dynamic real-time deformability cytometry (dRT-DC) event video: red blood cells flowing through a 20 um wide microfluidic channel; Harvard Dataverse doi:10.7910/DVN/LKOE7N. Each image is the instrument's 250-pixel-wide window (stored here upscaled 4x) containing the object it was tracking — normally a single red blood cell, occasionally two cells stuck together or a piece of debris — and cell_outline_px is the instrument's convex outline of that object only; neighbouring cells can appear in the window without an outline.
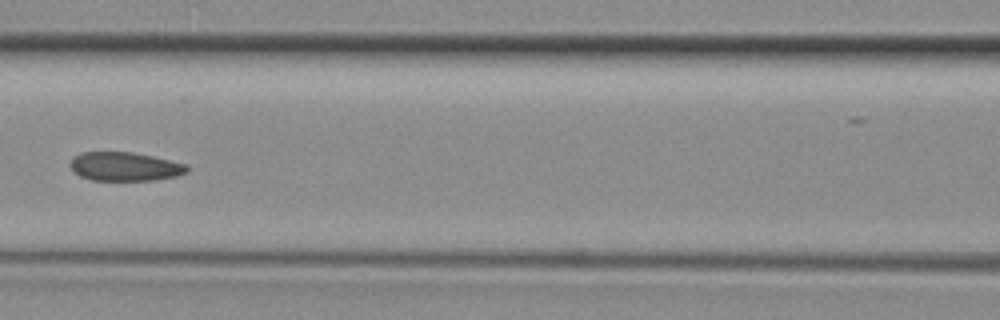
{"species": "common noctule bat (a hibernating species)", "species_latin": "Nyctalus noctula", "temperature_condition": "room temperature", "stored_images_in_passage": 28, "camera_frame_rate_fps": 3000, "um_per_image_px": 0.085, "animal": {"sex": "female", "body_mass_g": 29.2, "forearm_length_mm": 56.3}, "frame": {"image": 1, "passage_image": 16, "time_ms": 5.0, "image_size_px": [1000, 320], "cell_outline_px": [[188, 172], [176, 176], [156, 180], [92, 180], [80, 176], [72, 168], [72, 160], [80, 152], [132, 152], [152, 156], [188, 164]], "centroid_in_image_um": [10.67, 14.16], "position_along_channel_um": 155.9, "area_um2": 19.42}}
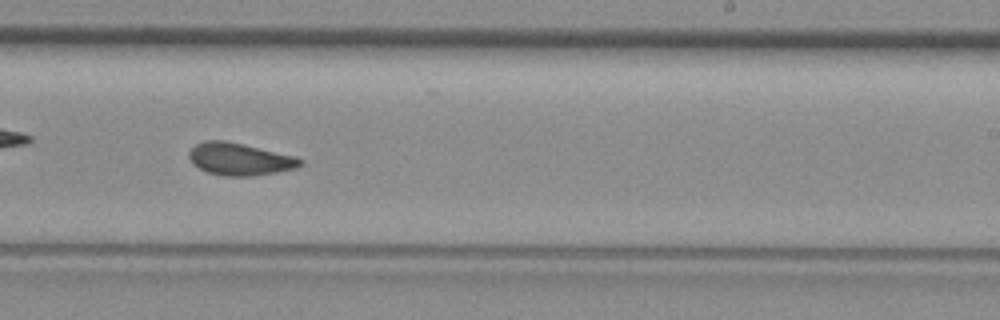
{"frame": {"image": 2, "passage_image": 23, "time_ms": 7.333, "image_size_px": [1000, 320], "cell_outline_px": [[304, 164], [296, 168], [276, 172], [252, 176], [224, 176], [208, 172], [192, 164], [188, 156], [188, 152], [196, 144], [204, 140], [224, 140], [244, 144], [296, 156], [304, 160]], "centroid_in_image_um": [20.39, 13.52], "position_along_channel_um": 268.6, "area_um2": 21.1}}